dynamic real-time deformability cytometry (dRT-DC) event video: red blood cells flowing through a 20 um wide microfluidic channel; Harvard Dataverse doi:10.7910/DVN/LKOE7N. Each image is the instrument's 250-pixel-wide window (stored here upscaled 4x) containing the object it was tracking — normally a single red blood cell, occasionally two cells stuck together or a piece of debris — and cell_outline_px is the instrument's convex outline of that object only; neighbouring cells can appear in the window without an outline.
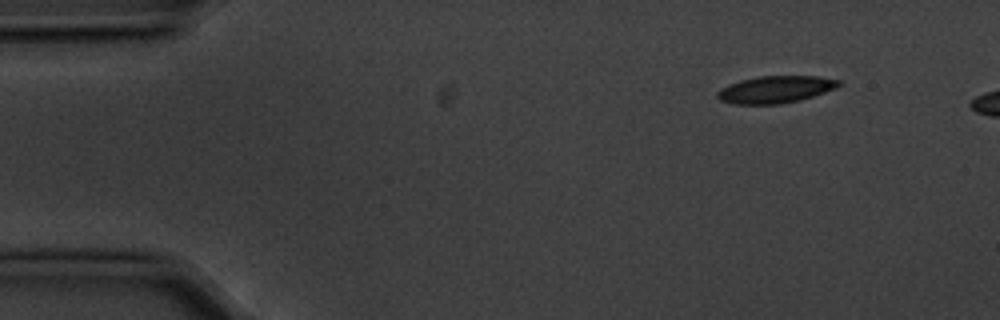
{"species": "common noctule bat (a hibernating species)", "species_latin": "Nyctalus noctula", "temperature_condition": "cold", "stored_images_in_passage": 8, "camera_frame_rate_fps": 3000, "um_per_image_px": 0.085, "animal": {"sex": "male", "body_mass_g": 20.1, "forearm_length_mm": 53.5}, "frame": {"image": 1, "passage_image": 1, "time_ms": 0.0, "image_size_px": [1000, 320], "cell_outline_px": [[844, 84], [836, 88], [800, 100], [780, 104], [732, 104], [720, 100], [716, 96], [716, 92], [720, 88], [728, 84], [740, 80], [760, 76], [820, 76], [840, 80]], "centroid_in_image_um": [65.91, 7.6], "position_along_channel_um": 19.1, "area_um2": 19.36}}